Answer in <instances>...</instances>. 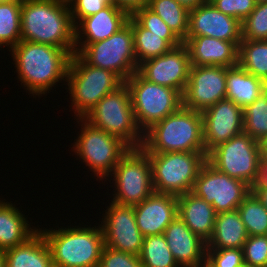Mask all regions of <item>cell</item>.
I'll list each match as a JSON object with an SVG mask.
<instances>
[{
	"label": "cell",
	"mask_w": 267,
	"mask_h": 267,
	"mask_svg": "<svg viewBox=\"0 0 267 267\" xmlns=\"http://www.w3.org/2000/svg\"><path fill=\"white\" fill-rule=\"evenodd\" d=\"M183 106L202 112L226 98V67L191 66Z\"/></svg>",
	"instance_id": "16"
},
{
	"label": "cell",
	"mask_w": 267,
	"mask_h": 267,
	"mask_svg": "<svg viewBox=\"0 0 267 267\" xmlns=\"http://www.w3.org/2000/svg\"><path fill=\"white\" fill-rule=\"evenodd\" d=\"M124 82L106 69L87 64L77 53L72 54L68 68L66 90L71 99L74 118H84L108 93Z\"/></svg>",
	"instance_id": "6"
},
{
	"label": "cell",
	"mask_w": 267,
	"mask_h": 267,
	"mask_svg": "<svg viewBox=\"0 0 267 267\" xmlns=\"http://www.w3.org/2000/svg\"><path fill=\"white\" fill-rule=\"evenodd\" d=\"M191 66L232 67L238 64L240 42H228L209 36L186 38Z\"/></svg>",
	"instance_id": "22"
},
{
	"label": "cell",
	"mask_w": 267,
	"mask_h": 267,
	"mask_svg": "<svg viewBox=\"0 0 267 267\" xmlns=\"http://www.w3.org/2000/svg\"><path fill=\"white\" fill-rule=\"evenodd\" d=\"M256 184L267 185V160L260 161L259 179Z\"/></svg>",
	"instance_id": "44"
},
{
	"label": "cell",
	"mask_w": 267,
	"mask_h": 267,
	"mask_svg": "<svg viewBox=\"0 0 267 267\" xmlns=\"http://www.w3.org/2000/svg\"><path fill=\"white\" fill-rule=\"evenodd\" d=\"M261 160H267V137L259 142Z\"/></svg>",
	"instance_id": "46"
},
{
	"label": "cell",
	"mask_w": 267,
	"mask_h": 267,
	"mask_svg": "<svg viewBox=\"0 0 267 267\" xmlns=\"http://www.w3.org/2000/svg\"><path fill=\"white\" fill-rule=\"evenodd\" d=\"M78 55L89 65L114 72L123 82L138 71L129 23L109 38L86 45Z\"/></svg>",
	"instance_id": "12"
},
{
	"label": "cell",
	"mask_w": 267,
	"mask_h": 267,
	"mask_svg": "<svg viewBox=\"0 0 267 267\" xmlns=\"http://www.w3.org/2000/svg\"><path fill=\"white\" fill-rule=\"evenodd\" d=\"M56 1L69 5L72 0H56Z\"/></svg>",
	"instance_id": "48"
},
{
	"label": "cell",
	"mask_w": 267,
	"mask_h": 267,
	"mask_svg": "<svg viewBox=\"0 0 267 267\" xmlns=\"http://www.w3.org/2000/svg\"><path fill=\"white\" fill-rule=\"evenodd\" d=\"M178 3L186 7L187 9L191 10L202 3H204L206 0H176Z\"/></svg>",
	"instance_id": "45"
},
{
	"label": "cell",
	"mask_w": 267,
	"mask_h": 267,
	"mask_svg": "<svg viewBox=\"0 0 267 267\" xmlns=\"http://www.w3.org/2000/svg\"><path fill=\"white\" fill-rule=\"evenodd\" d=\"M207 161L218 171L252 187L258 182L260 173L259 142L241 132L213 148L207 155Z\"/></svg>",
	"instance_id": "11"
},
{
	"label": "cell",
	"mask_w": 267,
	"mask_h": 267,
	"mask_svg": "<svg viewBox=\"0 0 267 267\" xmlns=\"http://www.w3.org/2000/svg\"><path fill=\"white\" fill-rule=\"evenodd\" d=\"M251 191L267 209V185L254 184L251 187Z\"/></svg>",
	"instance_id": "43"
},
{
	"label": "cell",
	"mask_w": 267,
	"mask_h": 267,
	"mask_svg": "<svg viewBox=\"0 0 267 267\" xmlns=\"http://www.w3.org/2000/svg\"><path fill=\"white\" fill-rule=\"evenodd\" d=\"M111 4V0H72L69 9L74 25L76 26L83 18L94 15Z\"/></svg>",
	"instance_id": "40"
},
{
	"label": "cell",
	"mask_w": 267,
	"mask_h": 267,
	"mask_svg": "<svg viewBox=\"0 0 267 267\" xmlns=\"http://www.w3.org/2000/svg\"><path fill=\"white\" fill-rule=\"evenodd\" d=\"M190 67L188 47L182 43L161 56L142 62L137 72L148 82L170 87L183 95Z\"/></svg>",
	"instance_id": "15"
},
{
	"label": "cell",
	"mask_w": 267,
	"mask_h": 267,
	"mask_svg": "<svg viewBox=\"0 0 267 267\" xmlns=\"http://www.w3.org/2000/svg\"><path fill=\"white\" fill-rule=\"evenodd\" d=\"M134 210L137 226L144 237L161 235L178 215V197L154 191L134 205Z\"/></svg>",
	"instance_id": "19"
},
{
	"label": "cell",
	"mask_w": 267,
	"mask_h": 267,
	"mask_svg": "<svg viewBox=\"0 0 267 267\" xmlns=\"http://www.w3.org/2000/svg\"><path fill=\"white\" fill-rule=\"evenodd\" d=\"M111 3L132 15L136 10L147 6L148 0H111Z\"/></svg>",
	"instance_id": "42"
},
{
	"label": "cell",
	"mask_w": 267,
	"mask_h": 267,
	"mask_svg": "<svg viewBox=\"0 0 267 267\" xmlns=\"http://www.w3.org/2000/svg\"><path fill=\"white\" fill-rule=\"evenodd\" d=\"M128 23L134 34V50L138 67L142 62L161 56L183 43L175 34H156L143 28L131 15Z\"/></svg>",
	"instance_id": "26"
},
{
	"label": "cell",
	"mask_w": 267,
	"mask_h": 267,
	"mask_svg": "<svg viewBox=\"0 0 267 267\" xmlns=\"http://www.w3.org/2000/svg\"><path fill=\"white\" fill-rule=\"evenodd\" d=\"M241 267H253V266H249V265L243 264Z\"/></svg>",
	"instance_id": "50"
},
{
	"label": "cell",
	"mask_w": 267,
	"mask_h": 267,
	"mask_svg": "<svg viewBox=\"0 0 267 267\" xmlns=\"http://www.w3.org/2000/svg\"><path fill=\"white\" fill-rule=\"evenodd\" d=\"M84 119L118 137L130 148H141L143 145L144 134L135 120L130 91L125 82L105 95Z\"/></svg>",
	"instance_id": "7"
},
{
	"label": "cell",
	"mask_w": 267,
	"mask_h": 267,
	"mask_svg": "<svg viewBox=\"0 0 267 267\" xmlns=\"http://www.w3.org/2000/svg\"><path fill=\"white\" fill-rule=\"evenodd\" d=\"M243 264L241 248L206 249L205 267H241Z\"/></svg>",
	"instance_id": "37"
},
{
	"label": "cell",
	"mask_w": 267,
	"mask_h": 267,
	"mask_svg": "<svg viewBox=\"0 0 267 267\" xmlns=\"http://www.w3.org/2000/svg\"><path fill=\"white\" fill-rule=\"evenodd\" d=\"M11 202L5 198L3 200V196L0 198V250L2 251L24 243L39 230V226L37 228L30 225L28 215L16 207L15 202Z\"/></svg>",
	"instance_id": "23"
},
{
	"label": "cell",
	"mask_w": 267,
	"mask_h": 267,
	"mask_svg": "<svg viewBox=\"0 0 267 267\" xmlns=\"http://www.w3.org/2000/svg\"><path fill=\"white\" fill-rule=\"evenodd\" d=\"M205 152L243 132V108L222 99L201 112Z\"/></svg>",
	"instance_id": "17"
},
{
	"label": "cell",
	"mask_w": 267,
	"mask_h": 267,
	"mask_svg": "<svg viewBox=\"0 0 267 267\" xmlns=\"http://www.w3.org/2000/svg\"><path fill=\"white\" fill-rule=\"evenodd\" d=\"M20 20L21 40L75 53V25L68 4L56 0H24Z\"/></svg>",
	"instance_id": "2"
},
{
	"label": "cell",
	"mask_w": 267,
	"mask_h": 267,
	"mask_svg": "<svg viewBox=\"0 0 267 267\" xmlns=\"http://www.w3.org/2000/svg\"><path fill=\"white\" fill-rule=\"evenodd\" d=\"M129 14L114 5H108L98 13L83 18L75 26V53L86 45L105 40L123 28Z\"/></svg>",
	"instance_id": "21"
},
{
	"label": "cell",
	"mask_w": 267,
	"mask_h": 267,
	"mask_svg": "<svg viewBox=\"0 0 267 267\" xmlns=\"http://www.w3.org/2000/svg\"><path fill=\"white\" fill-rule=\"evenodd\" d=\"M238 65L267 84V40H242Z\"/></svg>",
	"instance_id": "29"
},
{
	"label": "cell",
	"mask_w": 267,
	"mask_h": 267,
	"mask_svg": "<svg viewBox=\"0 0 267 267\" xmlns=\"http://www.w3.org/2000/svg\"><path fill=\"white\" fill-rule=\"evenodd\" d=\"M250 192L247 183L218 171L208 161L192 189V193L214 207L216 214L236 210Z\"/></svg>",
	"instance_id": "13"
},
{
	"label": "cell",
	"mask_w": 267,
	"mask_h": 267,
	"mask_svg": "<svg viewBox=\"0 0 267 267\" xmlns=\"http://www.w3.org/2000/svg\"><path fill=\"white\" fill-rule=\"evenodd\" d=\"M125 84L130 91L135 120L143 134L183 105V96L178 90L148 82L138 72Z\"/></svg>",
	"instance_id": "9"
},
{
	"label": "cell",
	"mask_w": 267,
	"mask_h": 267,
	"mask_svg": "<svg viewBox=\"0 0 267 267\" xmlns=\"http://www.w3.org/2000/svg\"><path fill=\"white\" fill-rule=\"evenodd\" d=\"M21 0L0 3V48L10 50L21 41Z\"/></svg>",
	"instance_id": "31"
},
{
	"label": "cell",
	"mask_w": 267,
	"mask_h": 267,
	"mask_svg": "<svg viewBox=\"0 0 267 267\" xmlns=\"http://www.w3.org/2000/svg\"><path fill=\"white\" fill-rule=\"evenodd\" d=\"M107 180L109 188L114 187L110 201L131 206L143 202L154 192L149 155L142 148H130Z\"/></svg>",
	"instance_id": "10"
},
{
	"label": "cell",
	"mask_w": 267,
	"mask_h": 267,
	"mask_svg": "<svg viewBox=\"0 0 267 267\" xmlns=\"http://www.w3.org/2000/svg\"><path fill=\"white\" fill-rule=\"evenodd\" d=\"M243 132L260 142L267 137V89L243 109Z\"/></svg>",
	"instance_id": "34"
},
{
	"label": "cell",
	"mask_w": 267,
	"mask_h": 267,
	"mask_svg": "<svg viewBox=\"0 0 267 267\" xmlns=\"http://www.w3.org/2000/svg\"><path fill=\"white\" fill-rule=\"evenodd\" d=\"M99 267H143L140 257L104 246Z\"/></svg>",
	"instance_id": "38"
},
{
	"label": "cell",
	"mask_w": 267,
	"mask_h": 267,
	"mask_svg": "<svg viewBox=\"0 0 267 267\" xmlns=\"http://www.w3.org/2000/svg\"><path fill=\"white\" fill-rule=\"evenodd\" d=\"M194 36H209L228 42H241V22L205 1L189 12L186 38Z\"/></svg>",
	"instance_id": "18"
},
{
	"label": "cell",
	"mask_w": 267,
	"mask_h": 267,
	"mask_svg": "<svg viewBox=\"0 0 267 267\" xmlns=\"http://www.w3.org/2000/svg\"><path fill=\"white\" fill-rule=\"evenodd\" d=\"M256 4L267 3V0H255Z\"/></svg>",
	"instance_id": "49"
},
{
	"label": "cell",
	"mask_w": 267,
	"mask_h": 267,
	"mask_svg": "<svg viewBox=\"0 0 267 267\" xmlns=\"http://www.w3.org/2000/svg\"><path fill=\"white\" fill-rule=\"evenodd\" d=\"M139 257L143 267H180L163 234L144 237Z\"/></svg>",
	"instance_id": "33"
},
{
	"label": "cell",
	"mask_w": 267,
	"mask_h": 267,
	"mask_svg": "<svg viewBox=\"0 0 267 267\" xmlns=\"http://www.w3.org/2000/svg\"><path fill=\"white\" fill-rule=\"evenodd\" d=\"M248 233L239 211L233 210L216 214L211 238L206 249L243 248Z\"/></svg>",
	"instance_id": "28"
},
{
	"label": "cell",
	"mask_w": 267,
	"mask_h": 267,
	"mask_svg": "<svg viewBox=\"0 0 267 267\" xmlns=\"http://www.w3.org/2000/svg\"><path fill=\"white\" fill-rule=\"evenodd\" d=\"M242 250L244 264L253 267H266L267 235L248 236Z\"/></svg>",
	"instance_id": "36"
},
{
	"label": "cell",
	"mask_w": 267,
	"mask_h": 267,
	"mask_svg": "<svg viewBox=\"0 0 267 267\" xmlns=\"http://www.w3.org/2000/svg\"><path fill=\"white\" fill-rule=\"evenodd\" d=\"M0 267H5V253L0 250Z\"/></svg>",
	"instance_id": "47"
},
{
	"label": "cell",
	"mask_w": 267,
	"mask_h": 267,
	"mask_svg": "<svg viewBox=\"0 0 267 267\" xmlns=\"http://www.w3.org/2000/svg\"><path fill=\"white\" fill-rule=\"evenodd\" d=\"M147 7L161 17L182 42L186 39L189 9L176 0H148Z\"/></svg>",
	"instance_id": "30"
},
{
	"label": "cell",
	"mask_w": 267,
	"mask_h": 267,
	"mask_svg": "<svg viewBox=\"0 0 267 267\" xmlns=\"http://www.w3.org/2000/svg\"><path fill=\"white\" fill-rule=\"evenodd\" d=\"M147 154L154 191L177 197L192 192L195 180L207 162L205 151Z\"/></svg>",
	"instance_id": "8"
},
{
	"label": "cell",
	"mask_w": 267,
	"mask_h": 267,
	"mask_svg": "<svg viewBox=\"0 0 267 267\" xmlns=\"http://www.w3.org/2000/svg\"><path fill=\"white\" fill-rule=\"evenodd\" d=\"M141 148L146 153L205 151L201 112L182 105L144 133Z\"/></svg>",
	"instance_id": "4"
},
{
	"label": "cell",
	"mask_w": 267,
	"mask_h": 267,
	"mask_svg": "<svg viewBox=\"0 0 267 267\" xmlns=\"http://www.w3.org/2000/svg\"><path fill=\"white\" fill-rule=\"evenodd\" d=\"M237 210L248 236L267 235V209L252 191L240 203Z\"/></svg>",
	"instance_id": "32"
},
{
	"label": "cell",
	"mask_w": 267,
	"mask_h": 267,
	"mask_svg": "<svg viewBox=\"0 0 267 267\" xmlns=\"http://www.w3.org/2000/svg\"><path fill=\"white\" fill-rule=\"evenodd\" d=\"M266 89L267 84L263 80L245 71L238 64L226 67V99H230L237 106L244 109Z\"/></svg>",
	"instance_id": "27"
},
{
	"label": "cell",
	"mask_w": 267,
	"mask_h": 267,
	"mask_svg": "<svg viewBox=\"0 0 267 267\" xmlns=\"http://www.w3.org/2000/svg\"><path fill=\"white\" fill-rule=\"evenodd\" d=\"M241 27L242 40H267V3L256 4Z\"/></svg>",
	"instance_id": "35"
},
{
	"label": "cell",
	"mask_w": 267,
	"mask_h": 267,
	"mask_svg": "<svg viewBox=\"0 0 267 267\" xmlns=\"http://www.w3.org/2000/svg\"><path fill=\"white\" fill-rule=\"evenodd\" d=\"M80 133L72 143L71 151L94 175L93 179L105 186L120 159L130 150L121 139L90 124L84 118H75ZM79 156V157H78ZM104 181V183H103Z\"/></svg>",
	"instance_id": "5"
},
{
	"label": "cell",
	"mask_w": 267,
	"mask_h": 267,
	"mask_svg": "<svg viewBox=\"0 0 267 267\" xmlns=\"http://www.w3.org/2000/svg\"><path fill=\"white\" fill-rule=\"evenodd\" d=\"M7 1H10V0H0V3L7 2Z\"/></svg>",
	"instance_id": "51"
},
{
	"label": "cell",
	"mask_w": 267,
	"mask_h": 267,
	"mask_svg": "<svg viewBox=\"0 0 267 267\" xmlns=\"http://www.w3.org/2000/svg\"><path fill=\"white\" fill-rule=\"evenodd\" d=\"M88 225L39 228L49 245L54 267H99L105 246L103 230L100 224Z\"/></svg>",
	"instance_id": "3"
},
{
	"label": "cell",
	"mask_w": 267,
	"mask_h": 267,
	"mask_svg": "<svg viewBox=\"0 0 267 267\" xmlns=\"http://www.w3.org/2000/svg\"><path fill=\"white\" fill-rule=\"evenodd\" d=\"M224 14L242 22L255 9V0H206Z\"/></svg>",
	"instance_id": "39"
},
{
	"label": "cell",
	"mask_w": 267,
	"mask_h": 267,
	"mask_svg": "<svg viewBox=\"0 0 267 267\" xmlns=\"http://www.w3.org/2000/svg\"><path fill=\"white\" fill-rule=\"evenodd\" d=\"M163 235L180 267H205L206 241L193 233L178 215Z\"/></svg>",
	"instance_id": "20"
},
{
	"label": "cell",
	"mask_w": 267,
	"mask_h": 267,
	"mask_svg": "<svg viewBox=\"0 0 267 267\" xmlns=\"http://www.w3.org/2000/svg\"><path fill=\"white\" fill-rule=\"evenodd\" d=\"M143 28L156 34H174L169 26L147 6L136 10L131 15Z\"/></svg>",
	"instance_id": "41"
},
{
	"label": "cell",
	"mask_w": 267,
	"mask_h": 267,
	"mask_svg": "<svg viewBox=\"0 0 267 267\" xmlns=\"http://www.w3.org/2000/svg\"><path fill=\"white\" fill-rule=\"evenodd\" d=\"M178 216L188 228L208 241L213 233L216 212L214 207L192 192L178 196Z\"/></svg>",
	"instance_id": "24"
},
{
	"label": "cell",
	"mask_w": 267,
	"mask_h": 267,
	"mask_svg": "<svg viewBox=\"0 0 267 267\" xmlns=\"http://www.w3.org/2000/svg\"><path fill=\"white\" fill-rule=\"evenodd\" d=\"M108 204L102 212L103 218L99 221L105 246L139 256L144 236L137 226L134 206L122 205L114 201Z\"/></svg>",
	"instance_id": "14"
},
{
	"label": "cell",
	"mask_w": 267,
	"mask_h": 267,
	"mask_svg": "<svg viewBox=\"0 0 267 267\" xmlns=\"http://www.w3.org/2000/svg\"><path fill=\"white\" fill-rule=\"evenodd\" d=\"M9 52L15 65L16 80L34 98L46 96L58 83L66 85L72 53L48 44L21 40ZM57 84V85H56Z\"/></svg>",
	"instance_id": "1"
},
{
	"label": "cell",
	"mask_w": 267,
	"mask_h": 267,
	"mask_svg": "<svg viewBox=\"0 0 267 267\" xmlns=\"http://www.w3.org/2000/svg\"><path fill=\"white\" fill-rule=\"evenodd\" d=\"M4 253L5 267H54L49 245L40 230Z\"/></svg>",
	"instance_id": "25"
}]
</instances>
